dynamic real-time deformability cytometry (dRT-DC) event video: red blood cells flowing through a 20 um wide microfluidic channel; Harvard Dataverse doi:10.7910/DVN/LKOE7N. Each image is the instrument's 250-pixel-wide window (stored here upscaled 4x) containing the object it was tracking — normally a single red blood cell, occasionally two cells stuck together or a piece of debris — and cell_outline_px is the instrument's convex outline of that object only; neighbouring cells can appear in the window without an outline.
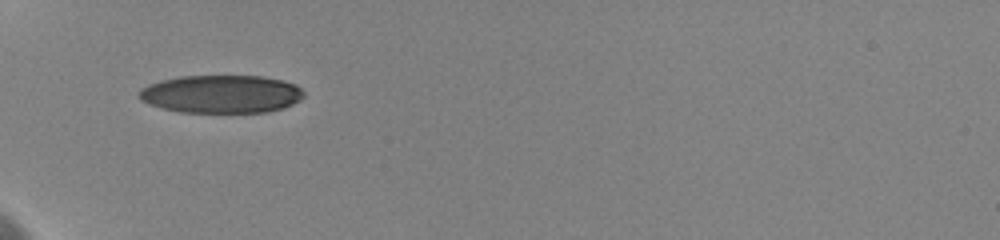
{"species": "human", "species_latin": "Homo sapiens", "temperature_condition": "cold", "stored_images_in_passage": 72, "camera_frame_rate_fps": 3000, "um_per_image_px": 0.085, "donor": {"sex": "female"}, "frame": {"image": 1, "passage_image": 1, "time_ms": 0.0, "image_size_px": [1000, 240], "cell_outline_px": [[304, 96], [300, 100], [284, 108], [268, 112], [180, 112], [148, 104], [140, 100], [136, 96], [136, 92], [140, 88], [148, 84], [160, 80], [180, 76], [264, 76], [296, 84], [304, 92]], "centroid_in_image_um": [18.77, 7.99], "position_along_channel_um": 66.2, "area_um2": 36.82}}
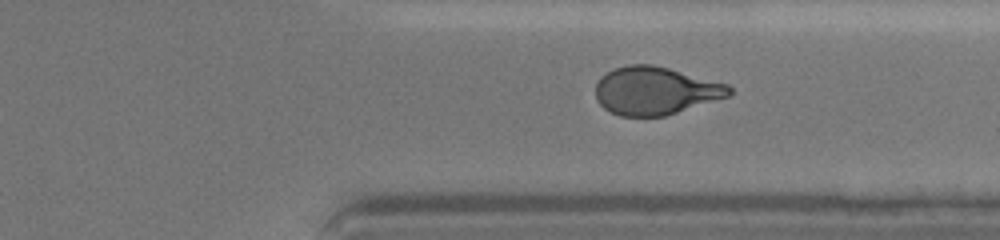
{"frame": {"image": 2, "passage_image": 60, "time_ms": 8.333, "image_size_px": [1000, 240], "cell_outline_px": [[732, 96], [664, 116], [620, 116], [604, 108], [596, 100], [596, 84], [600, 76], [616, 68], [628, 64], [652, 64], [668, 68], [728, 84], [732, 88]], "centroid_in_image_um": [55.72, 7.71], "position_along_channel_um": 355.7, "area_um2": 37.4}}
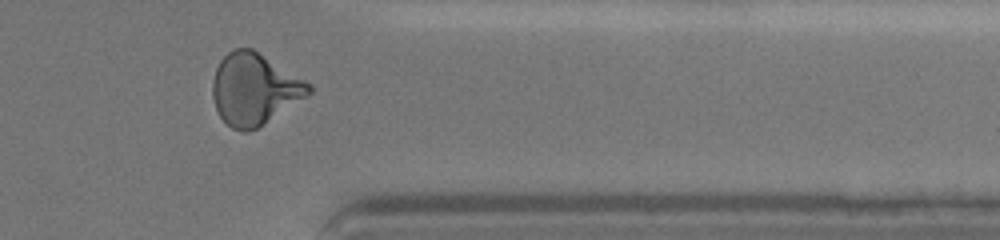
{"frame": {"image": 3, "passage_image": 63, "time_ms": 9.333, "image_size_px": [1000, 240], "cell_outline_px": [[312, 92], [308, 96], [256, 128], [248, 132], [244, 132], [232, 128], [220, 116], [216, 108], [212, 96], [212, 80], [216, 68], [220, 60], [228, 52], [236, 48], [252, 48], [312, 84]], "centroid_in_image_um": [21.62, 7.56], "position_along_channel_um": 389.8, "area_um2": 39.88}, "authors_computed_cell_mechanics": {"area_um2": 38.4948, "velocity_mm_per_s": 3.6023, "shape_relaxation_time_tau1_ms": 5.195, "shape_relaxation_time_tau2_ms": 1.3584, "deformation_change_tau1": 0.198, "deformation_change_tau2": 0.0819}}